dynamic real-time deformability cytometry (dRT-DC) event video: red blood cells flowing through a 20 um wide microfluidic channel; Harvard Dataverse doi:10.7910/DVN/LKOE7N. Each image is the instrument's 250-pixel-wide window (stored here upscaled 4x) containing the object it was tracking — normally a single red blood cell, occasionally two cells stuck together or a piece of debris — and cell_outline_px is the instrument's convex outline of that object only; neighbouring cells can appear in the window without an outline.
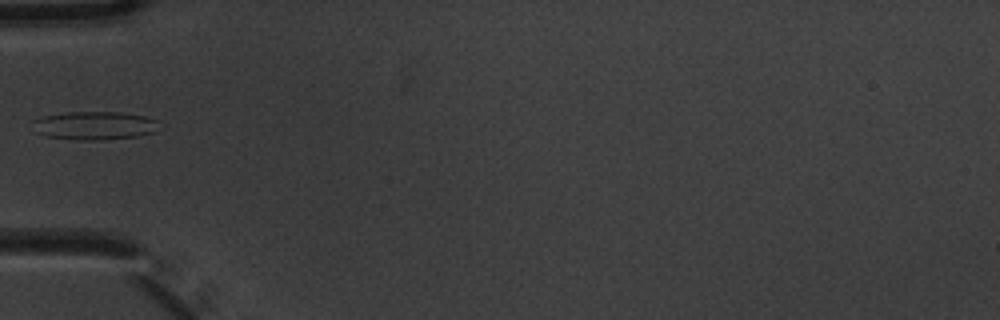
{"species": "common noctule bat (a hibernating species)", "species_latin": "Nyctalus noctula", "temperature_condition": "warm", "stored_images_in_passage": 5, "camera_frame_rate_fps": 3000, "um_per_image_px": 0.085, "animal": {"sex": "male", "body_mass_g": 20.1, "forearm_length_mm": 53.5}, "frame": {"image": 1, "passage_image": 5, "time_ms": 1.333, "image_size_px": [1000, 320], "cell_outline_px": [[164, 128], [156, 132], [136, 136], [104, 140], [72, 140], [44, 136], [36, 132], [32, 120], [44, 116], [68, 112], [120, 112], [144, 116], [160, 120]], "centroid_in_image_um": [8.12, 10.68], "position_along_channel_um": 76.9, "area_um2": 21.39}}